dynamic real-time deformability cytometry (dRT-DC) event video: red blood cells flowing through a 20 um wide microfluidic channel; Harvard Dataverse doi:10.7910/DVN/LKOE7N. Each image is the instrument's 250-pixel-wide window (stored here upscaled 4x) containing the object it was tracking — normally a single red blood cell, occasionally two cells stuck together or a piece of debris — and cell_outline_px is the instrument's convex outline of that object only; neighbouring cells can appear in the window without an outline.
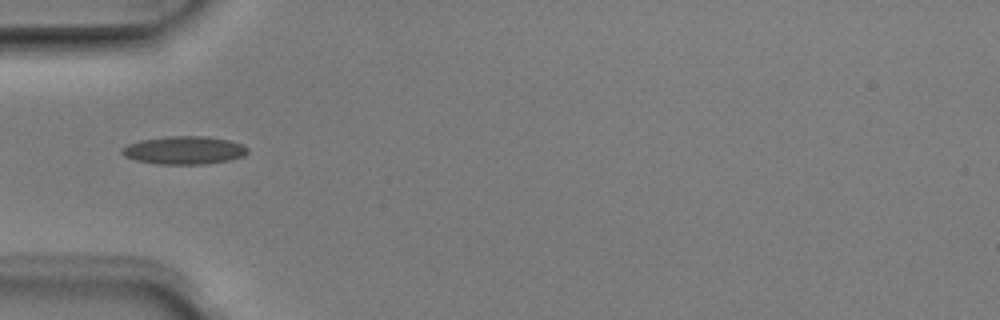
{"species": "Egyptian fruit bat (a non-hibernating species)", "species_latin": "Rousettus aegyptiacus", "temperature_condition": "room temperature", "stored_images_in_passage": 6, "camera_frame_rate_fps": 3000, "um_per_image_px": 0.085, "animal": {"sex": "male"}, "frame": {"image": 1, "passage_image": 5, "time_ms": 1.333, "image_size_px": [1000, 320], "cell_outline_px": [[248, 152], [244, 156], [228, 160], [208, 164], [156, 164], [136, 160], [124, 156], [120, 152], [120, 148], [128, 144], [140, 140], [164, 136], [208, 136], [228, 140], [240, 144], [248, 148]], "centroid_in_image_um": [15.62, 12.77], "position_along_channel_um": 69.4, "area_um2": 20.69}}
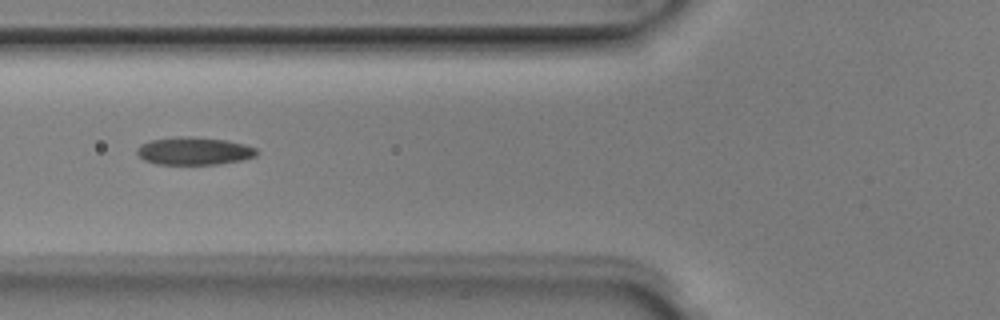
{"frame": {"image": 2, "passage_image": 6, "time_ms": 1.667, "image_size_px": [1000, 320], "cell_outline_px": [[260, 152], [256, 156], [240, 160], [220, 164], [156, 164], [144, 160], [136, 152], [136, 148], [140, 144], [152, 140], [180, 136], [192, 136], [224, 140], [244, 144], [256, 148]], "centroid_in_image_um": [16.49, 12.83], "position_along_channel_um": 109.3, "area_um2": 19.36}}